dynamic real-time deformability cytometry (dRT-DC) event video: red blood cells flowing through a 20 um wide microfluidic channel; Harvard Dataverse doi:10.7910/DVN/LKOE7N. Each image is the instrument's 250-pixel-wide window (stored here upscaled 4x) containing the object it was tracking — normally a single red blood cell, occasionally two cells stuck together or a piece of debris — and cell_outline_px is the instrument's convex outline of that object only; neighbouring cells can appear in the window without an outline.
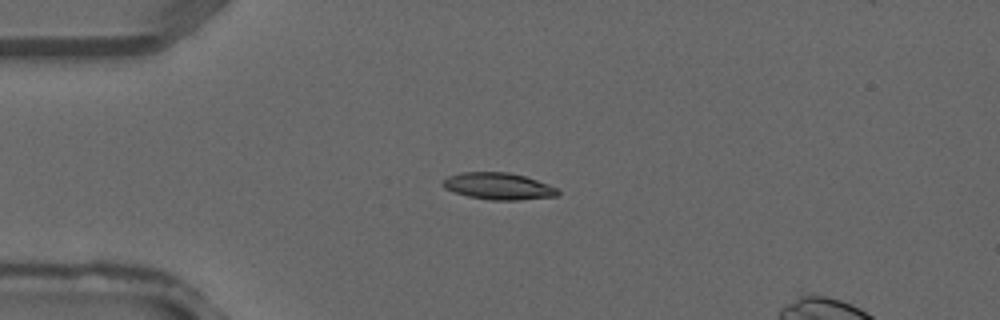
{"species": "common noctule bat (a hibernating species)", "species_latin": "Nyctalus noctula", "temperature_condition": "warm", "stored_images_in_passage": 2, "camera_frame_rate_fps": 3000, "um_per_image_px": 0.085, "animal": {"sex": "male", "forearm_length_mm": 52.5}, "frame": {"image": 1, "passage_image": 1, "time_ms": 0.0, "image_size_px": [1000, 320], "cell_outline_px": [[560, 192], [556, 196], [516, 200], [492, 200], [468, 196], [444, 188], [440, 184], [448, 176], [460, 172], [508, 172], [524, 176], [548, 184], [556, 188]], "centroid_in_image_um": [42.34, 15.82], "position_along_channel_um": 42.7, "area_um2": 17.8}}